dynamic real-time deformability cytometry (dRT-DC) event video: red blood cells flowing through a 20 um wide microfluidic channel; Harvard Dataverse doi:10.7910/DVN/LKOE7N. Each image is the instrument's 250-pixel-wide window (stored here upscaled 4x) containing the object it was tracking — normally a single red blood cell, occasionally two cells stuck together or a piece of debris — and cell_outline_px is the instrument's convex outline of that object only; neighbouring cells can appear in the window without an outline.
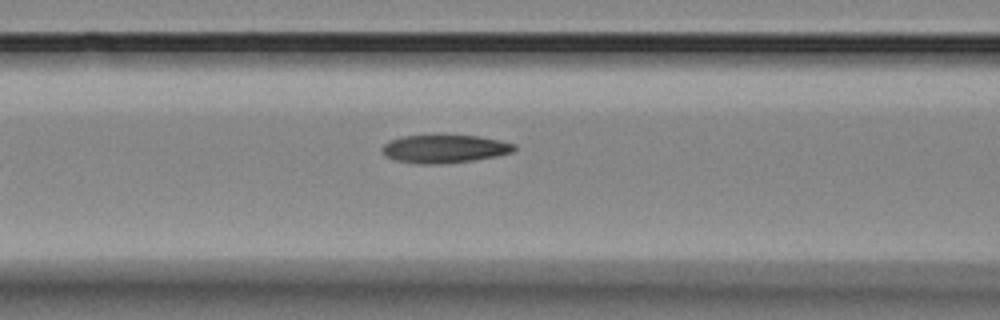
{"species": "Egyptian fruit bat (a non-hibernating species)", "species_latin": "Rousettus aegyptiacus", "temperature_condition": "room temperature", "stored_images_in_passage": 5, "camera_frame_rate_fps": 3000, "um_per_image_px": 0.085, "animal": {"sex": "female"}, "frame": {"image": 1, "passage_image": 5, "time_ms": 4.667, "image_size_px": [1000, 320], "cell_outline_px": [[516, 148], [512, 152], [496, 156], [472, 160], [440, 164], [416, 164], [396, 160], [384, 156], [380, 148], [388, 140], [400, 136], [480, 136], [500, 140], [516, 144]], "centroid_in_image_um": [37.74, 12.65], "position_along_channel_um": 128.9, "area_um2": 21.68}}